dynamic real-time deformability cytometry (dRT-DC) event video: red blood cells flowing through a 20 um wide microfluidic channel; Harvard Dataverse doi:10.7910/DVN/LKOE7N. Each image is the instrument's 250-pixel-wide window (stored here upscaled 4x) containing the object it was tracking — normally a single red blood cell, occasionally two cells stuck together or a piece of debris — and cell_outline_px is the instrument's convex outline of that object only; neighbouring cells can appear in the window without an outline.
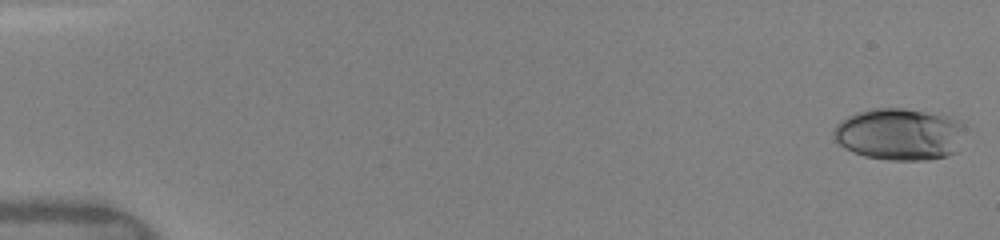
{"species": "human", "species_latin": "Homo sapiens", "temperature_condition": "warm", "stored_images_in_passage": 50, "camera_frame_rate_fps": 3000, "um_per_image_px": 0.085, "donor": {"sex": "female"}, "frame": {"image": 1, "passage_image": 1, "time_ms": 0.0, "image_size_px": [1000, 240], "cell_outline_px": [[960, 124], [956, 152], [948, 156], [928, 160], [888, 160], [864, 156], [852, 152], [844, 148], [832, 136], [832, 132], [836, 124], [848, 116], [856, 112], [872, 108], [904, 108], [940, 112], [960, 120]], "centroid_in_image_um": [76.4, 11.39], "position_along_channel_um": 8.6, "area_um2": 39.94}}
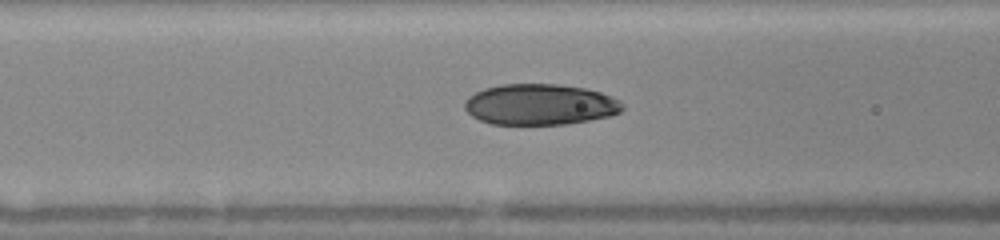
{"frame": {"image": 2, "passage_image": 21, "time_ms": 6.667, "image_size_px": [1000, 240], "cell_outline_px": [[624, 108], [620, 112], [608, 116], [588, 120], [564, 124], [492, 124], [480, 120], [472, 116], [464, 108], [464, 100], [468, 96], [484, 88], [500, 84], [556, 84], [584, 88], [600, 92], [620, 100], [624, 104]], "centroid_in_image_um": [45.88, 8.87], "position_along_channel_um": 120.7, "area_um2": 37.63}}
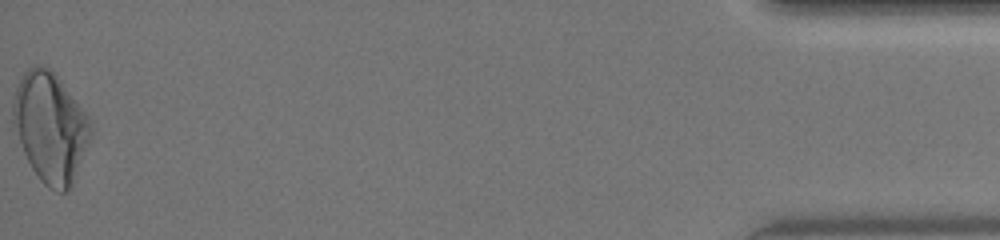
{"frame": {"image": 3, "passage_image": 50, "time_ms": 16.333, "image_size_px": [1000, 240], "cell_outline_px": [[92, 136], [72, 184], [64, 192], [56, 192], [48, 188], [40, 180], [32, 168], [24, 152], [12, 120], [12, 104], [16, 88], [24, 72], [28, 68], [36, 64], [48, 68], [60, 80], [92, 120]], "centroid_in_image_um": [4.29, 10.83], "position_along_channel_um": 430.9, "area_um2": 49.3}, "authors_computed_cell_mechanics": {"area_um2": 38.3214, "velocity_mm_per_s": 4.1007, "shape_relaxation_time_tau1_ms": 7.1872, "shape_relaxation_time_tau2_ms": 1.3783, "deformation_change_tau1": 0.2055, "deformation_change_tau2": 0.0624}}